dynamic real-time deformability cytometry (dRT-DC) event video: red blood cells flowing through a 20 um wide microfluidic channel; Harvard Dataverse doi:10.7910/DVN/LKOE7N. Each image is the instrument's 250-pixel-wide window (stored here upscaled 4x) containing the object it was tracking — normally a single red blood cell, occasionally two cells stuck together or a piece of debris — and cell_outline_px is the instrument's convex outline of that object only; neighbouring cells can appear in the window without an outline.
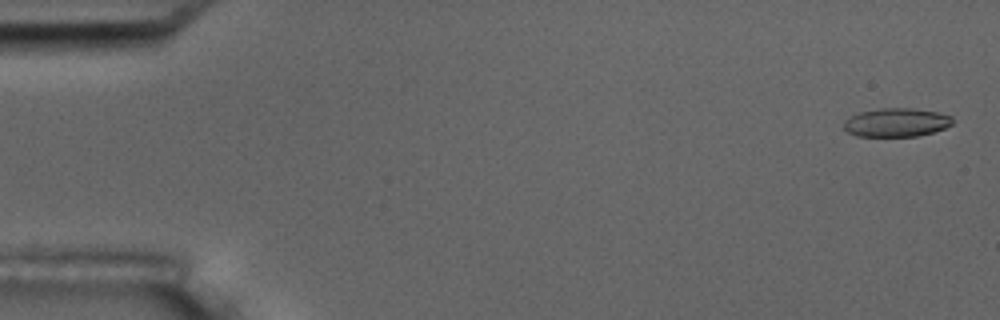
{"species": "common noctule bat (a hibernating species)", "species_latin": "Nyctalus noctula", "temperature_condition": "room temperature", "stored_images_in_passage": 15, "camera_frame_rate_fps": 3000, "um_per_image_px": 0.085, "animal": {"sex": "male", "body_mass_g": 17.5, "forearm_length_mm": 52.3}, "frame": {"image": 1, "passage_image": 1, "time_ms": 0.0, "image_size_px": [1000, 320], "cell_outline_px": [[952, 124], [944, 128], [932, 132], [916, 136], [856, 136], [848, 132], [844, 128], [844, 120], [860, 112], [880, 108], [912, 108], [936, 112], [952, 116]], "centroid_in_image_um": [76.18, 10.41], "position_along_channel_um": 8.8, "area_um2": 17.98}}
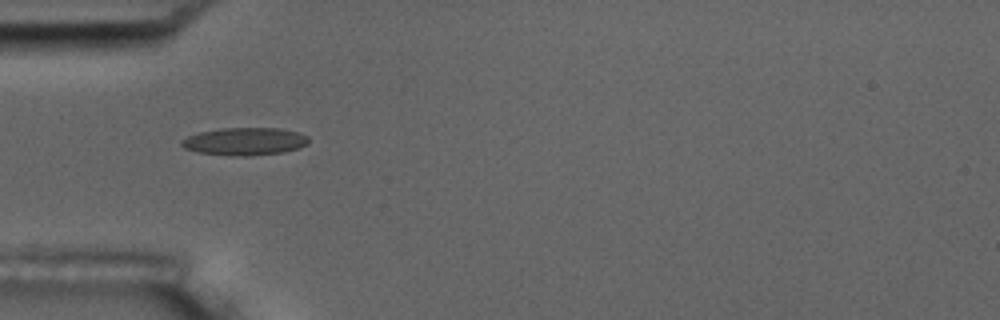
{"frame": {"image": 2, "passage_image": 5, "time_ms": 5.333, "image_size_px": [1000, 320], "cell_outline_px": [[308, 144], [284, 152], [248, 156], [236, 156], [196, 152], [184, 148], [180, 144], [180, 140], [188, 136], [200, 132], [220, 128], [280, 128], [300, 132], [308, 136]], "centroid_in_image_um": [20.8, 12.01], "position_along_channel_um": 64.2, "area_um2": 20.58}, "authors_computed_cell_mechanics": {"area_um2": 19.074, "velocity_mm_per_s": 3.6024, "shape_relaxation_time_tau1_ms": 5.0505, "shape_relaxation_time_tau2_ms": 1.572, "deformation_change_tau1": 0.1533, "deformation_change_tau2": 0.0951}}